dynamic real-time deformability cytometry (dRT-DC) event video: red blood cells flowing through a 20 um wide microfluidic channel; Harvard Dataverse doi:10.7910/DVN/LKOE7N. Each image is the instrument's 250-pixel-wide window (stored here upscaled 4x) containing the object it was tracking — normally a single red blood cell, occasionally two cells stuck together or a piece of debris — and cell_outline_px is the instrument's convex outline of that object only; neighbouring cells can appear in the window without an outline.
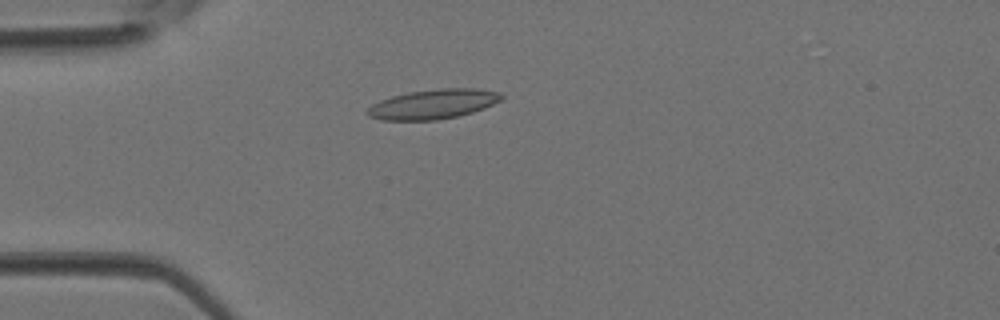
{"species": "Egyptian fruit bat (a non-hibernating species)", "species_latin": "Rousettus aegyptiacus", "temperature_condition": "room temperature", "stored_images_in_passage": 3, "camera_frame_rate_fps": 3000, "um_per_image_px": 0.085, "animal": {"sex": "female"}, "frame": {"image": 1, "passage_image": 3, "time_ms": 0.667, "image_size_px": [1000, 320], "cell_outline_px": [[504, 96], [500, 100], [484, 108], [472, 112], [456, 116], [436, 120], [380, 120], [368, 116], [364, 112], [372, 104], [380, 100], [392, 96], [408, 92], [440, 88], [476, 88], [500, 92]], "centroid_in_image_um": [36.79, 8.85], "position_along_channel_um": 48.2, "area_um2": 23.18}}